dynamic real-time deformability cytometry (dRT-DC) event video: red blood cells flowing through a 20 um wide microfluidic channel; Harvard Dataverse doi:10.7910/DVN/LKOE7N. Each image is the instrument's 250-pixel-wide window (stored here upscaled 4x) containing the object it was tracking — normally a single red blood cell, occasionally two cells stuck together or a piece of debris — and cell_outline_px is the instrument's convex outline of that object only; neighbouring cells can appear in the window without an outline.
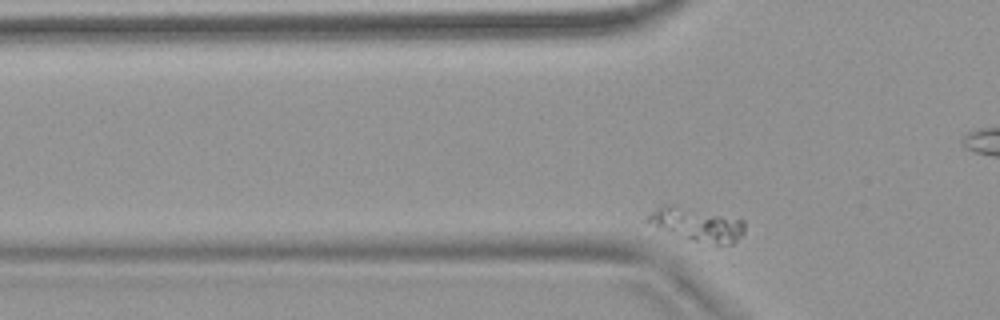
{"species": "common noctule bat (a hibernating species)", "species_latin": "Nyctalus noctula", "temperature_condition": "warm", "stored_images_in_passage": 54, "camera_frame_rate_fps": 3000, "um_per_image_px": 0.085, "animal": {"sex": "female", "body_mass_g": 18.4}, "frame": {"image": 1, "passage_image": 13, "time_ms": 4.0, "image_size_px": [1000, 320], "cell_outline_px": [[744, 232], [732, 244], [716, 244], [696, 240], [684, 236], [656, 224], [648, 220], [648, 216], [660, 204], [668, 204], [688, 208], [744, 220]], "centroid_in_image_um": [59.34, 19.05], "position_along_channel_um": 66.5, "area_um2": 17.46}}
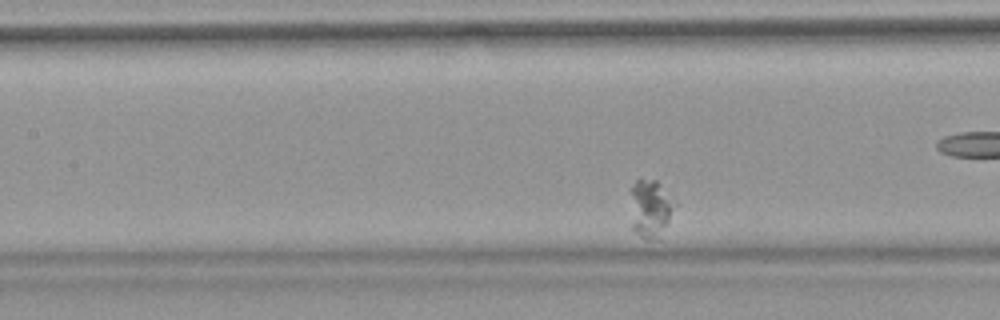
{"frame": {"image": 2, "passage_image": 22, "time_ms": 7.0, "image_size_px": [1000, 320], "cell_outline_px": [[676, 204], [668, 220], [648, 240], [644, 240], [632, 228], [632, 188], [636, 180], [656, 180]], "centroid_in_image_um": [55.25, 17.66], "position_along_channel_um": 152.2, "area_um2": 13.64}}
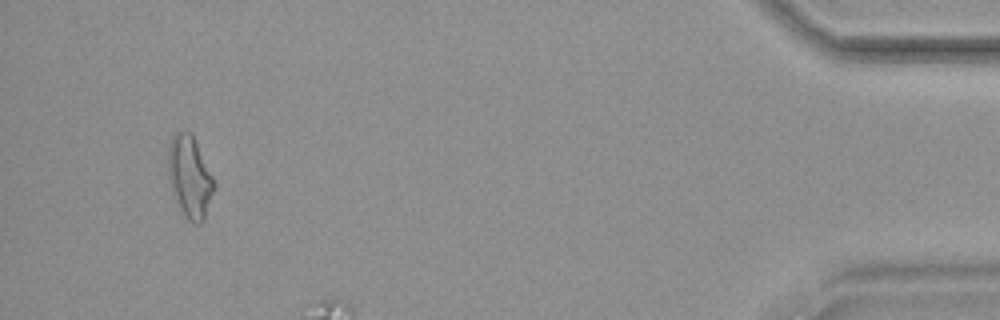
{"frame": {"image": 3, "passage_image": 51, "time_ms": 16.667, "image_size_px": [1000, 320], "cell_outline_px": [[216, 188], [204, 220], [200, 224], [196, 224], [188, 220], [184, 216], [172, 192], [168, 180], [168, 148], [172, 136], [176, 132], [188, 132], [192, 136], [216, 184]], "centroid_in_image_um": [16.12, 15.1], "position_along_channel_um": 419.1, "area_um2": 21.73}}